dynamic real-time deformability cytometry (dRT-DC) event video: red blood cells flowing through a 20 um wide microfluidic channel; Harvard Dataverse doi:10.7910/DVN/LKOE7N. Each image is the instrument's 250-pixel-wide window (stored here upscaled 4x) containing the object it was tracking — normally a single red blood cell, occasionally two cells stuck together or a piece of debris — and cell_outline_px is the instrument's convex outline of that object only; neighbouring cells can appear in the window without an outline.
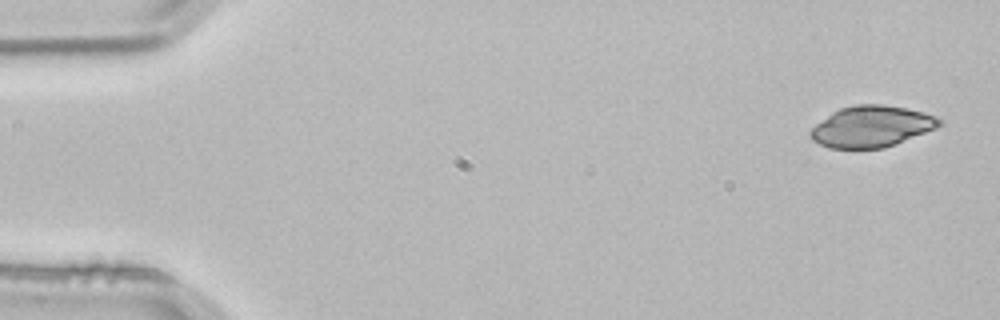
{"species": "common noctule bat (a hibernating species)", "species_latin": "Nyctalus noctula", "temperature_condition": "room temperature", "stored_images_in_passage": 3, "camera_frame_rate_fps": 3000, "um_per_image_px": 0.085, "animal": {"sex": "male", "body_mass_g": 21.5, "forearm_length_mm": 52.0}, "frame": {"image": 1, "passage_image": 1, "time_ms": 0.0, "image_size_px": [1000, 320], "cell_outline_px": [[944, 124], [936, 128], [896, 144], [884, 148], [828, 148], [812, 140], [808, 136], [808, 132], [816, 124], [832, 112], [840, 108], [856, 104], [884, 104], [924, 112], [936, 116], [944, 120]], "centroid_in_image_um": [74.09, 10.75], "position_along_channel_um": 10.9, "area_um2": 31.15}}